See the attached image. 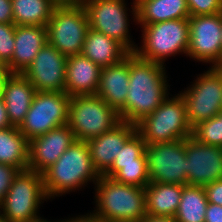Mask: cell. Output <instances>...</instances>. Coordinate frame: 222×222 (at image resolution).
<instances>
[{"instance_id":"obj_8","label":"cell","mask_w":222,"mask_h":222,"mask_svg":"<svg viewBox=\"0 0 222 222\" xmlns=\"http://www.w3.org/2000/svg\"><path fill=\"white\" fill-rule=\"evenodd\" d=\"M121 122L119 113L98 95L70 98L67 125L75 139L88 141L113 129Z\"/></svg>"},{"instance_id":"obj_32","label":"cell","mask_w":222,"mask_h":222,"mask_svg":"<svg viewBox=\"0 0 222 222\" xmlns=\"http://www.w3.org/2000/svg\"><path fill=\"white\" fill-rule=\"evenodd\" d=\"M190 16L212 15L222 12V0H187Z\"/></svg>"},{"instance_id":"obj_22","label":"cell","mask_w":222,"mask_h":222,"mask_svg":"<svg viewBox=\"0 0 222 222\" xmlns=\"http://www.w3.org/2000/svg\"><path fill=\"white\" fill-rule=\"evenodd\" d=\"M133 21L138 25L189 18L187 0H133Z\"/></svg>"},{"instance_id":"obj_28","label":"cell","mask_w":222,"mask_h":222,"mask_svg":"<svg viewBox=\"0 0 222 222\" xmlns=\"http://www.w3.org/2000/svg\"><path fill=\"white\" fill-rule=\"evenodd\" d=\"M146 145L143 138L135 132L126 141L111 167L103 175L112 178L120 170V165L138 164V157H146Z\"/></svg>"},{"instance_id":"obj_21","label":"cell","mask_w":222,"mask_h":222,"mask_svg":"<svg viewBox=\"0 0 222 222\" xmlns=\"http://www.w3.org/2000/svg\"><path fill=\"white\" fill-rule=\"evenodd\" d=\"M101 69L82 54L67 57L65 92L71 97L96 95Z\"/></svg>"},{"instance_id":"obj_5","label":"cell","mask_w":222,"mask_h":222,"mask_svg":"<svg viewBox=\"0 0 222 222\" xmlns=\"http://www.w3.org/2000/svg\"><path fill=\"white\" fill-rule=\"evenodd\" d=\"M136 132L146 144L170 143L192 136L185 102L179 94L169 96L154 112L136 124Z\"/></svg>"},{"instance_id":"obj_43","label":"cell","mask_w":222,"mask_h":222,"mask_svg":"<svg viewBox=\"0 0 222 222\" xmlns=\"http://www.w3.org/2000/svg\"><path fill=\"white\" fill-rule=\"evenodd\" d=\"M37 222H53V221H47V219H44V217H43V219H41L40 221H37ZM56 222H65V219H63L62 221L59 220V221H56Z\"/></svg>"},{"instance_id":"obj_36","label":"cell","mask_w":222,"mask_h":222,"mask_svg":"<svg viewBox=\"0 0 222 222\" xmlns=\"http://www.w3.org/2000/svg\"><path fill=\"white\" fill-rule=\"evenodd\" d=\"M204 222H222V206L208 202Z\"/></svg>"},{"instance_id":"obj_26","label":"cell","mask_w":222,"mask_h":222,"mask_svg":"<svg viewBox=\"0 0 222 222\" xmlns=\"http://www.w3.org/2000/svg\"><path fill=\"white\" fill-rule=\"evenodd\" d=\"M15 26H44L51 19L57 0H11Z\"/></svg>"},{"instance_id":"obj_14","label":"cell","mask_w":222,"mask_h":222,"mask_svg":"<svg viewBox=\"0 0 222 222\" xmlns=\"http://www.w3.org/2000/svg\"><path fill=\"white\" fill-rule=\"evenodd\" d=\"M67 57L46 44L22 73L36 91L65 92Z\"/></svg>"},{"instance_id":"obj_33","label":"cell","mask_w":222,"mask_h":222,"mask_svg":"<svg viewBox=\"0 0 222 222\" xmlns=\"http://www.w3.org/2000/svg\"><path fill=\"white\" fill-rule=\"evenodd\" d=\"M18 171L16 167L0 163V203L7 194L13 178Z\"/></svg>"},{"instance_id":"obj_12","label":"cell","mask_w":222,"mask_h":222,"mask_svg":"<svg viewBox=\"0 0 222 222\" xmlns=\"http://www.w3.org/2000/svg\"><path fill=\"white\" fill-rule=\"evenodd\" d=\"M188 21L190 36L186 56L196 62L222 66V14L190 16Z\"/></svg>"},{"instance_id":"obj_42","label":"cell","mask_w":222,"mask_h":222,"mask_svg":"<svg viewBox=\"0 0 222 222\" xmlns=\"http://www.w3.org/2000/svg\"><path fill=\"white\" fill-rule=\"evenodd\" d=\"M59 3L82 2L83 0H57Z\"/></svg>"},{"instance_id":"obj_1","label":"cell","mask_w":222,"mask_h":222,"mask_svg":"<svg viewBox=\"0 0 222 222\" xmlns=\"http://www.w3.org/2000/svg\"><path fill=\"white\" fill-rule=\"evenodd\" d=\"M165 69V65L141 59L135 53L129 54L125 122L136 124L167 99L170 85Z\"/></svg>"},{"instance_id":"obj_11","label":"cell","mask_w":222,"mask_h":222,"mask_svg":"<svg viewBox=\"0 0 222 222\" xmlns=\"http://www.w3.org/2000/svg\"><path fill=\"white\" fill-rule=\"evenodd\" d=\"M125 0H83L89 28L115 39L130 53L137 46L130 38L128 7Z\"/></svg>"},{"instance_id":"obj_44","label":"cell","mask_w":222,"mask_h":222,"mask_svg":"<svg viewBox=\"0 0 222 222\" xmlns=\"http://www.w3.org/2000/svg\"><path fill=\"white\" fill-rule=\"evenodd\" d=\"M0 222H8L7 219L0 213Z\"/></svg>"},{"instance_id":"obj_23","label":"cell","mask_w":222,"mask_h":222,"mask_svg":"<svg viewBox=\"0 0 222 222\" xmlns=\"http://www.w3.org/2000/svg\"><path fill=\"white\" fill-rule=\"evenodd\" d=\"M81 54L104 68L121 62L130 52L115 39L89 28Z\"/></svg>"},{"instance_id":"obj_15","label":"cell","mask_w":222,"mask_h":222,"mask_svg":"<svg viewBox=\"0 0 222 222\" xmlns=\"http://www.w3.org/2000/svg\"><path fill=\"white\" fill-rule=\"evenodd\" d=\"M187 185L206 186L222 179V148L185 139Z\"/></svg>"},{"instance_id":"obj_2","label":"cell","mask_w":222,"mask_h":222,"mask_svg":"<svg viewBox=\"0 0 222 222\" xmlns=\"http://www.w3.org/2000/svg\"><path fill=\"white\" fill-rule=\"evenodd\" d=\"M42 176L44 190L51 200L55 199V196L79 191L87 186L88 182L95 185L101 175L92 163L88 143L75 140L59 159L42 173Z\"/></svg>"},{"instance_id":"obj_18","label":"cell","mask_w":222,"mask_h":222,"mask_svg":"<svg viewBox=\"0 0 222 222\" xmlns=\"http://www.w3.org/2000/svg\"><path fill=\"white\" fill-rule=\"evenodd\" d=\"M129 86V55L121 62L101 69L96 95L114 108L125 122V103Z\"/></svg>"},{"instance_id":"obj_24","label":"cell","mask_w":222,"mask_h":222,"mask_svg":"<svg viewBox=\"0 0 222 222\" xmlns=\"http://www.w3.org/2000/svg\"><path fill=\"white\" fill-rule=\"evenodd\" d=\"M146 213L174 217L181 200L183 185L150 182L145 186Z\"/></svg>"},{"instance_id":"obj_34","label":"cell","mask_w":222,"mask_h":222,"mask_svg":"<svg viewBox=\"0 0 222 222\" xmlns=\"http://www.w3.org/2000/svg\"><path fill=\"white\" fill-rule=\"evenodd\" d=\"M204 189L209 203L222 206V179L204 186Z\"/></svg>"},{"instance_id":"obj_39","label":"cell","mask_w":222,"mask_h":222,"mask_svg":"<svg viewBox=\"0 0 222 222\" xmlns=\"http://www.w3.org/2000/svg\"><path fill=\"white\" fill-rule=\"evenodd\" d=\"M140 222H176V220L174 217L146 214Z\"/></svg>"},{"instance_id":"obj_10","label":"cell","mask_w":222,"mask_h":222,"mask_svg":"<svg viewBox=\"0 0 222 222\" xmlns=\"http://www.w3.org/2000/svg\"><path fill=\"white\" fill-rule=\"evenodd\" d=\"M71 96L66 92L36 91L31 107L18 127L28 141L66 125Z\"/></svg>"},{"instance_id":"obj_25","label":"cell","mask_w":222,"mask_h":222,"mask_svg":"<svg viewBox=\"0 0 222 222\" xmlns=\"http://www.w3.org/2000/svg\"><path fill=\"white\" fill-rule=\"evenodd\" d=\"M29 141L18 127L0 129V163L28 169Z\"/></svg>"},{"instance_id":"obj_3","label":"cell","mask_w":222,"mask_h":222,"mask_svg":"<svg viewBox=\"0 0 222 222\" xmlns=\"http://www.w3.org/2000/svg\"><path fill=\"white\" fill-rule=\"evenodd\" d=\"M92 214L107 222H140L146 216L145 188L101 175L95 183Z\"/></svg>"},{"instance_id":"obj_37","label":"cell","mask_w":222,"mask_h":222,"mask_svg":"<svg viewBox=\"0 0 222 222\" xmlns=\"http://www.w3.org/2000/svg\"><path fill=\"white\" fill-rule=\"evenodd\" d=\"M65 222H107L104 219L96 217L94 214L90 212L86 215H78L76 217H71L65 219Z\"/></svg>"},{"instance_id":"obj_16","label":"cell","mask_w":222,"mask_h":222,"mask_svg":"<svg viewBox=\"0 0 222 222\" xmlns=\"http://www.w3.org/2000/svg\"><path fill=\"white\" fill-rule=\"evenodd\" d=\"M75 140V136L67 124L32 139L29 141L28 169L42 174Z\"/></svg>"},{"instance_id":"obj_7","label":"cell","mask_w":222,"mask_h":222,"mask_svg":"<svg viewBox=\"0 0 222 222\" xmlns=\"http://www.w3.org/2000/svg\"><path fill=\"white\" fill-rule=\"evenodd\" d=\"M48 44L66 57L81 54L89 20L81 2L59 3L46 25Z\"/></svg>"},{"instance_id":"obj_40","label":"cell","mask_w":222,"mask_h":222,"mask_svg":"<svg viewBox=\"0 0 222 222\" xmlns=\"http://www.w3.org/2000/svg\"><path fill=\"white\" fill-rule=\"evenodd\" d=\"M9 71H0V98H2V87L6 75H9Z\"/></svg>"},{"instance_id":"obj_6","label":"cell","mask_w":222,"mask_h":222,"mask_svg":"<svg viewBox=\"0 0 222 222\" xmlns=\"http://www.w3.org/2000/svg\"><path fill=\"white\" fill-rule=\"evenodd\" d=\"M140 26L143 28V44L134 52L139 58L164 65L168 57L187 54L190 36L188 18Z\"/></svg>"},{"instance_id":"obj_38","label":"cell","mask_w":222,"mask_h":222,"mask_svg":"<svg viewBox=\"0 0 222 222\" xmlns=\"http://www.w3.org/2000/svg\"><path fill=\"white\" fill-rule=\"evenodd\" d=\"M11 127L8 114L6 111L5 103L2 98H0V129H6Z\"/></svg>"},{"instance_id":"obj_31","label":"cell","mask_w":222,"mask_h":222,"mask_svg":"<svg viewBox=\"0 0 222 222\" xmlns=\"http://www.w3.org/2000/svg\"><path fill=\"white\" fill-rule=\"evenodd\" d=\"M15 24L0 23V58L6 65L11 62L14 53Z\"/></svg>"},{"instance_id":"obj_19","label":"cell","mask_w":222,"mask_h":222,"mask_svg":"<svg viewBox=\"0 0 222 222\" xmlns=\"http://www.w3.org/2000/svg\"><path fill=\"white\" fill-rule=\"evenodd\" d=\"M36 93L34 86L21 73H10L5 76L2 87V99L11 126L19 127L24 120L33 97Z\"/></svg>"},{"instance_id":"obj_29","label":"cell","mask_w":222,"mask_h":222,"mask_svg":"<svg viewBox=\"0 0 222 222\" xmlns=\"http://www.w3.org/2000/svg\"><path fill=\"white\" fill-rule=\"evenodd\" d=\"M192 137L200 143L222 148V111L194 126Z\"/></svg>"},{"instance_id":"obj_17","label":"cell","mask_w":222,"mask_h":222,"mask_svg":"<svg viewBox=\"0 0 222 222\" xmlns=\"http://www.w3.org/2000/svg\"><path fill=\"white\" fill-rule=\"evenodd\" d=\"M135 132V124L121 121L110 131L87 141L92 163L100 175L111 167L121 148Z\"/></svg>"},{"instance_id":"obj_9","label":"cell","mask_w":222,"mask_h":222,"mask_svg":"<svg viewBox=\"0 0 222 222\" xmlns=\"http://www.w3.org/2000/svg\"><path fill=\"white\" fill-rule=\"evenodd\" d=\"M191 83L179 95L185 102L188 123L193 128L222 111V66H210Z\"/></svg>"},{"instance_id":"obj_27","label":"cell","mask_w":222,"mask_h":222,"mask_svg":"<svg viewBox=\"0 0 222 222\" xmlns=\"http://www.w3.org/2000/svg\"><path fill=\"white\" fill-rule=\"evenodd\" d=\"M208 200L203 186H183L176 222H204Z\"/></svg>"},{"instance_id":"obj_4","label":"cell","mask_w":222,"mask_h":222,"mask_svg":"<svg viewBox=\"0 0 222 222\" xmlns=\"http://www.w3.org/2000/svg\"><path fill=\"white\" fill-rule=\"evenodd\" d=\"M47 199L42 174L20 170L0 203V213L8 222H37L43 219L38 209Z\"/></svg>"},{"instance_id":"obj_41","label":"cell","mask_w":222,"mask_h":222,"mask_svg":"<svg viewBox=\"0 0 222 222\" xmlns=\"http://www.w3.org/2000/svg\"><path fill=\"white\" fill-rule=\"evenodd\" d=\"M0 71H9L7 65L4 61L0 58Z\"/></svg>"},{"instance_id":"obj_35","label":"cell","mask_w":222,"mask_h":222,"mask_svg":"<svg viewBox=\"0 0 222 222\" xmlns=\"http://www.w3.org/2000/svg\"><path fill=\"white\" fill-rule=\"evenodd\" d=\"M0 23L14 24L11 0H0Z\"/></svg>"},{"instance_id":"obj_13","label":"cell","mask_w":222,"mask_h":222,"mask_svg":"<svg viewBox=\"0 0 222 222\" xmlns=\"http://www.w3.org/2000/svg\"><path fill=\"white\" fill-rule=\"evenodd\" d=\"M145 154L150 182L187 185L185 139L147 144Z\"/></svg>"},{"instance_id":"obj_30","label":"cell","mask_w":222,"mask_h":222,"mask_svg":"<svg viewBox=\"0 0 222 222\" xmlns=\"http://www.w3.org/2000/svg\"><path fill=\"white\" fill-rule=\"evenodd\" d=\"M112 178L123 184L145 188L150 183L147 157H138V164L120 165V170Z\"/></svg>"},{"instance_id":"obj_20","label":"cell","mask_w":222,"mask_h":222,"mask_svg":"<svg viewBox=\"0 0 222 222\" xmlns=\"http://www.w3.org/2000/svg\"><path fill=\"white\" fill-rule=\"evenodd\" d=\"M48 43L44 26H15L14 53L7 65L10 73H23L42 47Z\"/></svg>"}]
</instances>
